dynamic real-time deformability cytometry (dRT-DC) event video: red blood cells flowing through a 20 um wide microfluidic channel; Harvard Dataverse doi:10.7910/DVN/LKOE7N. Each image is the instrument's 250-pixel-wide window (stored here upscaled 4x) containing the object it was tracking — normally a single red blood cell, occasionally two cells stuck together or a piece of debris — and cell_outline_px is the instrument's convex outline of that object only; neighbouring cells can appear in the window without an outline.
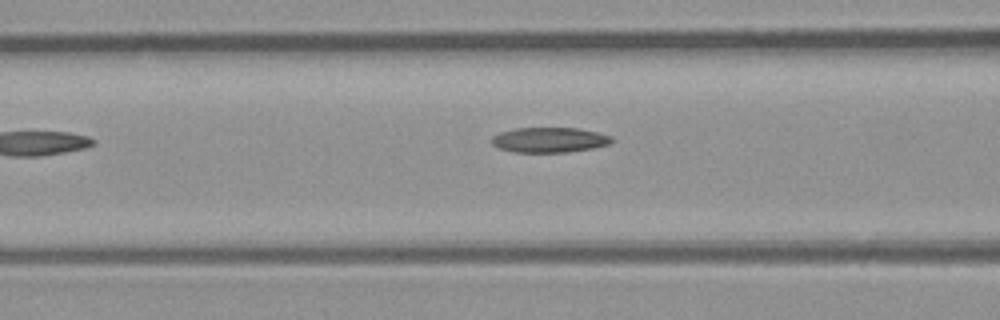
{"species": "common noctule bat (a hibernating species)", "species_latin": "Nyctalus noctula", "temperature_condition": "room temperature", "stored_images_in_passage": 3, "camera_frame_rate_fps": 3000, "um_per_image_px": 0.085, "animal": {"sex": "male", "body_mass_g": 23.1, "forearm_length_mm": 52.7}, "frame": {"image": 1, "passage_image": 3, "time_ms": 2.333, "image_size_px": [1000, 320], "cell_outline_px": [[612, 140], [608, 144], [592, 148], [568, 152], [516, 152], [500, 148], [492, 144], [492, 136], [500, 132], [516, 128], [576, 128], [596, 132], [612, 136]], "centroid_in_image_um": [46.68, 11.89], "position_along_channel_um": 119.9, "area_um2": 17.34}}